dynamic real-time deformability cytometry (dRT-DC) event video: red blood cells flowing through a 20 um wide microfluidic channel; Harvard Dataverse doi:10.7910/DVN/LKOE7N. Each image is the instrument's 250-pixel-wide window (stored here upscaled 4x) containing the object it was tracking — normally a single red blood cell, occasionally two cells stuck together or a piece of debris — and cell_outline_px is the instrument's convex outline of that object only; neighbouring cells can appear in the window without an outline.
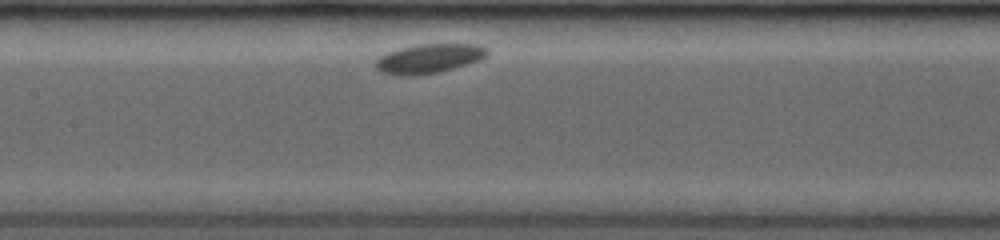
{"species": "common noctule bat (a hibernating species)", "species_latin": "Nyctalus noctula", "temperature_condition": "room temperature", "stored_images_in_passage": 7, "camera_frame_rate_fps": 3500, "um_per_image_px": 0.085, "animal": {"sex": "female", "body_mass_g": 19.0, "forearm_length_mm": 53.3}, "frame": {"image": 1, "passage_image": 7, "time_ms": 4.286, "image_size_px": [1000, 240], "cell_outline_px": [[488, 56], [480, 60], [440, 72], [412, 76], [400, 76], [380, 72], [376, 68], [376, 60], [380, 56], [388, 52], [400, 48], [416, 44], [480, 44], [488, 48]], "centroid_in_image_um": [36.48, 4.98], "position_along_channel_um": 170.9, "area_um2": 19.25}}